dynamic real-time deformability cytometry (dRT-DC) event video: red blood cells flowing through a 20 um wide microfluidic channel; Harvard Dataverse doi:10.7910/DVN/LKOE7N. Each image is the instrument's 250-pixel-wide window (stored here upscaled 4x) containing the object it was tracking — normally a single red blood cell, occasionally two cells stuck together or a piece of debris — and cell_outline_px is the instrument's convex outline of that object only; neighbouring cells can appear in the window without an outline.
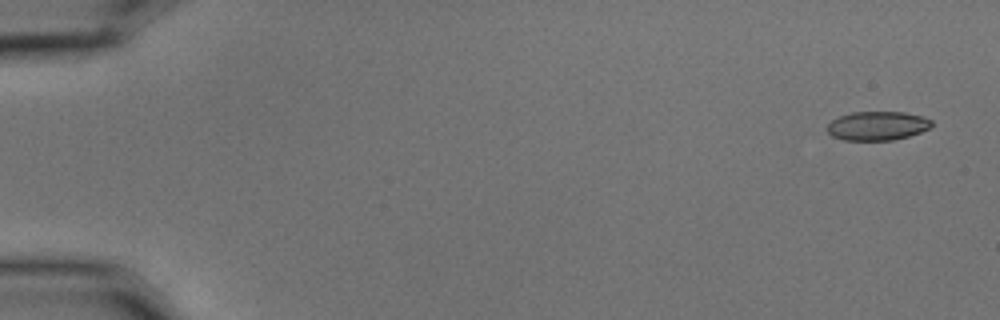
{"species": "common noctule bat (a hibernating species)", "species_latin": "Nyctalus noctula", "temperature_condition": "cold", "stored_images_in_passage": 3, "segment_of_instrument_passage": [2, 2], "camera_frame_rate_fps": 3000, "um_per_image_px": 0.085, "animal": {"sex": "male", "body_mass_g": 15.6}, "frame": {"image": 1, "passage_image": 3, "time_ms": 0.667, "image_size_px": [1000, 320], "cell_outline_px": [[932, 124], [928, 128], [920, 132], [908, 136], [892, 140], [844, 140], [832, 136], [828, 132], [828, 124], [832, 120], [840, 116], [852, 112], [904, 112], [924, 116], [932, 120]], "centroid_in_image_um": [74.59, 10.69], "position_along_channel_um": 10.4, "area_um2": 17.51}}